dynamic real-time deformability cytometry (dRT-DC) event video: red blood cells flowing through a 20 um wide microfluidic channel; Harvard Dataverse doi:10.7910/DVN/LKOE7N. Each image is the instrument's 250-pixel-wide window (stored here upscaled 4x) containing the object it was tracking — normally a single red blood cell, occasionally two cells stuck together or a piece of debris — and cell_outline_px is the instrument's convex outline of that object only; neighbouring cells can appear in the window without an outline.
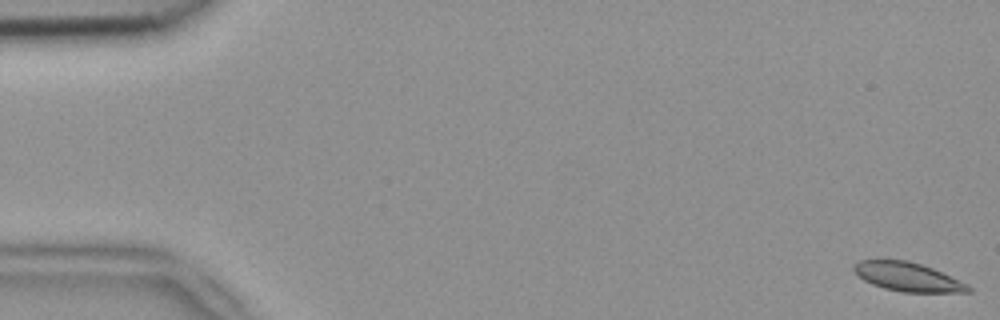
{"species": "common noctule bat (a hibernating species)", "species_latin": "Nyctalus noctula", "temperature_condition": "room temperature", "stored_images_in_passage": 6, "camera_frame_rate_fps": 3000, "um_per_image_px": 0.085, "animal": {"sex": "female", "body_mass_g": 18.4}, "frame": {"image": 1, "passage_image": 1, "time_ms": 0.0, "image_size_px": [1000, 320], "cell_outline_px": [[972, 292], [904, 292], [884, 288], [872, 284], [864, 280], [852, 268], [852, 264], [860, 260], [908, 260], [932, 268], [968, 284], [972, 288]], "centroid_in_image_um": [77.16, 23.53], "position_along_channel_um": 7.8, "area_um2": 19.07}}